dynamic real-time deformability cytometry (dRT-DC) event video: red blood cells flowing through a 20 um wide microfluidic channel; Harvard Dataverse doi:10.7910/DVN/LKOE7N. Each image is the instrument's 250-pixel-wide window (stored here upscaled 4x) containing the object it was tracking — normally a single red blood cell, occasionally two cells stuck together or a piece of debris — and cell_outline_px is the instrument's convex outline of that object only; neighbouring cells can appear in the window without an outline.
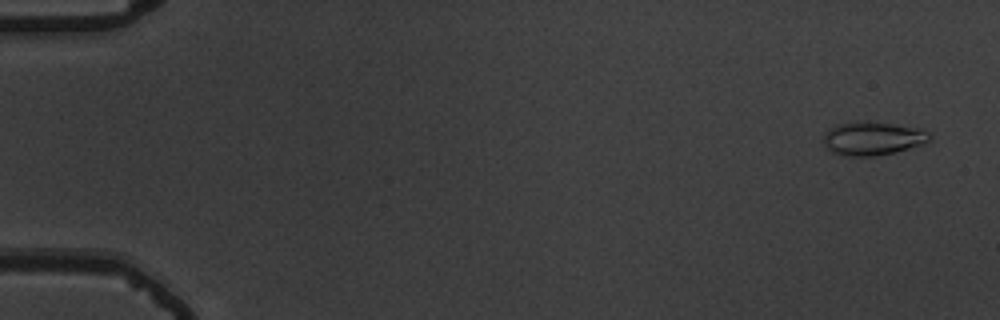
{"species": "common noctule bat (a hibernating species)", "species_latin": "Nyctalus noctula", "temperature_condition": "warm", "stored_images_in_passage": 56, "camera_frame_rate_fps": 3000, "um_per_image_px": 0.085, "animal": {"sex": "male", "body_mass_g": 19.5, "forearm_length_mm": 54.6}, "frame": {"image": 1, "passage_image": 3, "time_ms": 0.667, "image_size_px": [1000, 320], "cell_outline_px": [[932, 140], [924, 144], [892, 152], [872, 156], [844, 156], [832, 152], [824, 144], [824, 136], [836, 124], [856, 120], [872, 120], [920, 128], [928, 132], [932, 136]], "centroid_in_image_um": [74.21, 11.73], "position_along_channel_um": 10.8, "area_um2": 20.98}}
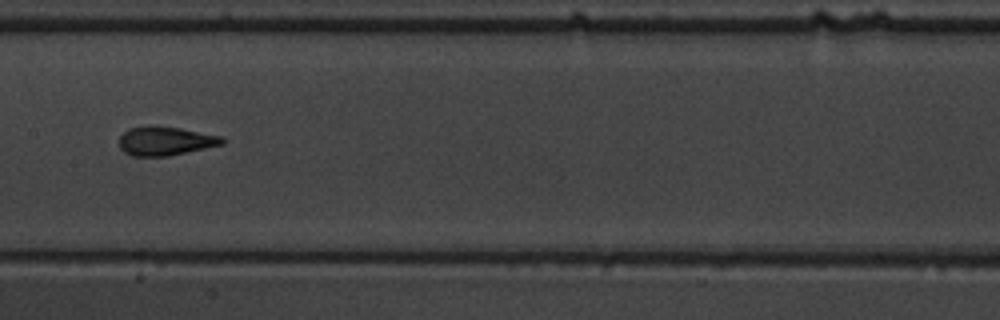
{"frame": {"image": 2, "passage_image": 30, "time_ms": 9.667, "image_size_px": [1000, 320], "cell_outline_px": [[224, 144], [168, 156], [132, 156], [124, 152], [120, 148], [120, 136], [128, 128], [148, 124], [180, 128], [220, 136], [224, 140]], "centroid_in_image_um": [14.01, 11.97], "position_along_channel_um": 193.4, "area_um2": 17.4}}
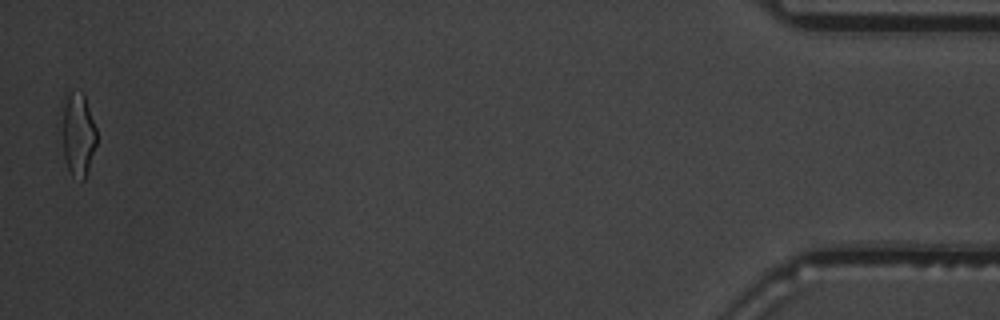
{"frame": {"image": 3, "passage_image": 56, "time_ms": 18.333, "image_size_px": [1000, 320], "cell_outline_px": [[96, 144], [84, 180], [80, 180], [72, 176], [64, 160], [56, 124], [64, 104], [68, 96], [72, 92], [84, 92], [96, 128]], "centroid_in_image_um": [6.54, 11.42], "position_along_channel_um": 428.7, "area_um2": 17.74}, "authors_computed_cell_mechanics": {"area_um2": 17.6579, "velocity_mm_per_s": 3.6905, "shape_relaxation_time_tau1_ms": 4.4529, "shape_relaxation_time_tau2_ms": 1.1754, "deformation_change_tau1": 0.1775, "deformation_change_tau2": 0.0802}}